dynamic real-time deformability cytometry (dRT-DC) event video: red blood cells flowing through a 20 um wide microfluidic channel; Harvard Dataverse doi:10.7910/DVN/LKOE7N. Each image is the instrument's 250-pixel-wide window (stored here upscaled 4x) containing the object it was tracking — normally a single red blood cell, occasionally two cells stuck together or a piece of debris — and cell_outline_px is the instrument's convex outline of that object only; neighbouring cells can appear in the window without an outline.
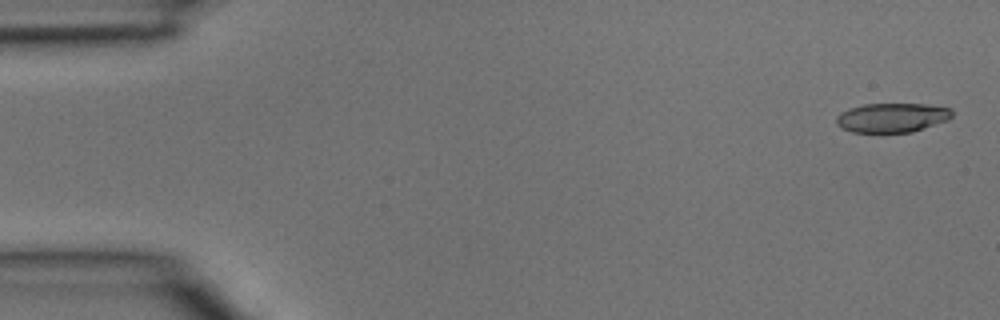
{"species": "common noctule bat (a hibernating species)", "species_latin": "Nyctalus noctula", "temperature_condition": "room temperature", "stored_images_in_passage": 4, "camera_frame_rate_fps": 3000, "um_per_image_px": 0.085, "animal": {"sex": "male", "body_mass_g": 15.6}, "frame": {"image": 1, "passage_image": 1, "time_ms": 0.0, "image_size_px": [1000, 320], "cell_outline_px": [[952, 116], [948, 120], [912, 132], [852, 132], [836, 124], [836, 116], [840, 112], [848, 108], [864, 104], [924, 104], [952, 108]], "centroid_in_image_um": [75.82, 9.99], "position_along_channel_um": 9.2, "area_um2": 19.77}}